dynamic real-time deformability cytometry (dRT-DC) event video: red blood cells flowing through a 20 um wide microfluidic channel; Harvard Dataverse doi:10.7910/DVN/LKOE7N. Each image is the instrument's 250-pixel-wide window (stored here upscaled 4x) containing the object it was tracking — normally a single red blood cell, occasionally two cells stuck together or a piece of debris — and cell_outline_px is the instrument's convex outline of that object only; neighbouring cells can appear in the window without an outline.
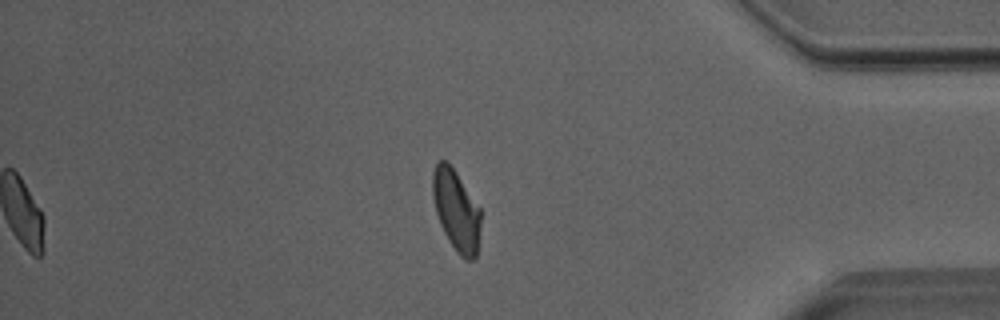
{"species": "Egyptian fruit bat (a non-hibernating species)", "species_latin": "Rousettus aegyptiacus", "temperature_condition": "room temperature", "stored_images_in_passage": 43, "camera_frame_rate_fps": 3000, "um_per_image_px": 0.085, "animal": {"sex": "male"}, "frame": {"image": 1, "passage_image": 43, "time_ms": 14.0, "image_size_px": [1000, 320], "cell_outline_px": [[480, 228], [476, 256], [472, 260], [464, 260], [456, 252], [448, 240], [440, 224], [436, 212], [432, 196], [432, 172], [436, 164], [440, 160], [444, 160], [456, 172], [480, 208]], "centroid_in_image_um": [38.77, 17.9], "position_along_channel_um": 396.4, "area_um2": 22.6}, "authors_computed_cell_mechanics": {"area_um2": 23.698, "velocity_mm_per_s": 4.0174, "shape_relaxation_time_tau1_ms": 8.4024, "shape_relaxation_time_tau2_ms": 2.4226, "deformation_change_tau1": 0.2127, "deformation_change_tau2": 0.0947}}